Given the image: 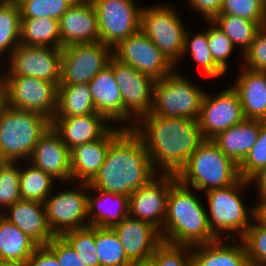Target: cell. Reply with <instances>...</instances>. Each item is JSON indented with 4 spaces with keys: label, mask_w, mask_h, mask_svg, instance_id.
Segmentation results:
<instances>
[{
    "label": "cell",
    "mask_w": 266,
    "mask_h": 266,
    "mask_svg": "<svg viewBox=\"0 0 266 266\" xmlns=\"http://www.w3.org/2000/svg\"><path fill=\"white\" fill-rule=\"evenodd\" d=\"M125 128H131L140 137L152 160L154 170L159 166L162 174L175 176L205 140L198 120L185 117L144 115L135 125L127 124Z\"/></svg>",
    "instance_id": "6da1fadb"
},
{
    "label": "cell",
    "mask_w": 266,
    "mask_h": 266,
    "mask_svg": "<svg viewBox=\"0 0 266 266\" xmlns=\"http://www.w3.org/2000/svg\"><path fill=\"white\" fill-rule=\"evenodd\" d=\"M155 173L142 140L131 128H125L110 143L104 163L94 178L88 184L80 183V188L99 189L129 197L157 177Z\"/></svg>",
    "instance_id": "7a4b0ae2"
},
{
    "label": "cell",
    "mask_w": 266,
    "mask_h": 266,
    "mask_svg": "<svg viewBox=\"0 0 266 266\" xmlns=\"http://www.w3.org/2000/svg\"><path fill=\"white\" fill-rule=\"evenodd\" d=\"M161 240L175 245L194 246L218 239L211 231L207 210L178 180L170 187Z\"/></svg>",
    "instance_id": "3957f363"
},
{
    "label": "cell",
    "mask_w": 266,
    "mask_h": 266,
    "mask_svg": "<svg viewBox=\"0 0 266 266\" xmlns=\"http://www.w3.org/2000/svg\"><path fill=\"white\" fill-rule=\"evenodd\" d=\"M51 126L44 115L3 104L0 109V161L30 158L39 138Z\"/></svg>",
    "instance_id": "277c9868"
},
{
    "label": "cell",
    "mask_w": 266,
    "mask_h": 266,
    "mask_svg": "<svg viewBox=\"0 0 266 266\" xmlns=\"http://www.w3.org/2000/svg\"><path fill=\"white\" fill-rule=\"evenodd\" d=\"M176 177L184 186L206 192L230 186L240 178L238 165L212 139L199 145Z\"/></svg>",
    "instance_id": "5b68a950"
},
{
    "label": "cell",
    "mask_w": 266,
    "mask_h": 266,
    "mask_svg": "<svg viewBox=\"0 0 266 266\" xmlns=\"http://www.w3.org/2000/svg\"><path fill=\"white\" fill-rule=\"evenodd\" d=\"M204 93L205 91L198 89L183 75L173 71L155 80L152 107L147 115L198 120Z\"/></svg>",
    "instance_id": "8992f818"
},
{
    "label": "cell",
    "mask_w": 266,
    "mask_h": 266,
    "mask_svg": "<svg viewBox=\"0 0 266 266\" xmlns=\"http://www.w3.org/2000/svg\"><path fill=\"white\" fill-rule=\"evenodd\" d=\"M249 184L248 180L240 177L230 186L211 189L205 193L210 212V214L207 213L208 223L217 238H221L222 232L229 231L231 234L239 233L241 239L251 226L248 218H255V208L249 211L239 194V191Z\"/></svg>",
    "instance_id": "52a82bcc"
},
{
    "label": "cell",
    "mask_w": 266,
    "mask_h": 266,
    "mask_svg": "<svg viewBox=\"0 0 266 266\" xmlns=\"http://www.w3.org/2000/svg\"><path fill=\"white\" fill-rule=\"evenodd\" d=\"M176 10L165 6L143 7L140 30L175 66L183 57L186 30Z\"/></svg>",
    "instance_id": "ba28073f"
},
{
    "label": "cell",
    "mask_w": 266,
    "mask_h": 266,
    "mask_svg": "<svg viewBox=\"0 0 266 266\" xmlns=\"http://www.w3.org/2000/svg\"><path fill=\"white\" fill-rule=\"evenodd\" d=\"M5 104L19 110L35 111L52 120L57 112L58 87L28 76H4Z\"/></svg>",
    "instance_id": "9c48e42d"
},
{
    "label": "cell",
    "mask_w": 266,
    "mask_h": 266,
    "mask_svg": "<svg viewBox=\"0 0 266 266\" xmlns=\"http://www.w3.org/2000/svg\"><path fill=\"white\" fill-rule=\"evenodd\" d=\"M100 41L74 44L61 48V78L59 85L89 83L109 65L113 52Z\"/></svg>",
    "instance_id": "30bf717a"
},
{
    "label": "cell",
    "mask_w": 266,
    "mask_h": 266,
    "mask_svg": "<svg viewBox=\"0 0 266 266\" xmlns=\"http://www.w3.org/2000/svg\"><path fill=\"white\" fill-rule=\"evenodd\" d=\"M97 12L99 41L114 48L140 29L141 12L134 0H90Z\"/></svg>",
    "instance_id": "8fae6325"
},
{
    "label": "cell",
    "mask_w": 266,
    "mask_h": 266,
    "mask_svg": "<svg viewBox=\"0 0 266 266\" xmlns=\"http://www.w3.org/2000/svg\"><path fill=\"white\" fill-rule=\"evenodd\" d=\"M112 51L117 60L131 65L154 80L161 79L175 71L172 70L175 66L140 29L120 41Z\"/></svg>",
    "instance_id": "7c38bea8"
},
{
    "label": "cell",
    "mask_w": 266,
    "mask_h": 266,
    "mask_svg": "<svg viewBox=\"0 0 266 266\" xmlns=\"http://www.w3.org/2000/svg\"><path fill=\"white\" fill-rule=\"evenodd\" d=\"M61 48L20 43L10 54L7 76H28L54 83L61 78Z\"/></svg>",
    "instance_id": "4fadbf2b"
},
{
    "label": "cell",
    "mask_w": 266,
    "mask_h": 266,
    "mask_svg": "<svg viewBox=\"0 0 266 266\" xmlns=\"http://www.w3.org/2000/svg\"><path fill=\"white\" fill-rule=\"evenodd\" d=\"M113 73L123 100V122L136 121L151 111L155 80L113 56Z\"/></svg>",
    "instance_id": "5bb4252c"
},
{
    "label": "cell",
    "mask_w": 266,
    "mask_h": 266,
    "mask_svg": "<svg viewBox=\"0 0 266 266\" xmlns=\"http://www.w3.org/2000/svg\"><path fill=\"white\" fill-rule=\"evenodd\" d=\"M158 178L154 177L149 183L130 194L128 216L151 224L161 233L166 217L168 193L170 187L177 181V177L160 174Z\"/></svg>",
    "instance_id": "9a60e30c"
},
{
    "label": "cell",
    "mask_w": 266,
    "mask_h": 266,
    "mask_svg": "<svg viewBox=\"0 0 266 266\" xmlns=\"http://www.w3.org/2000/svg\"><path fill=\"white\" fill-rule=\"evenodd\" d=\"M245 119L237 91L230 87L213 97L204 93L199 127L204 139H212L222 132Z\"/></svg>",
    "instance_id": "2e32d148"
},
{
    "label": "cell",
    "mask_w": 266,
    "mask_h": 266,
    "mask_svg": "<svg viewBox=\"0 0 266 266\" xmlns=\"http://www.w3.org/2000/svg\"><path fill=\"white\" fill-rule=\"evenodd\" d=\"M87 195L84 190L75 189L65 190L46 198L44 201L46 219L55 236L89 226Z\"/></svg>",
    "instance_id": "e0dca14e"
},
{
    "label": "cell",
    "mask_w": 266,
    "mask_h": 266,
    "mask_svg": "<svg viewBox=\"0 0 266 266\" xmlns=\"http://www.w3.org/2000/svg\"><path fill=\"white\" fill-rule=\"evenodd\" d=\"M61 48L99 41L97 12L90 0H75L59 19Z\"/></svg>",
    "instance_id": "ac0fdd59"
},
{
    "label": "cell",
    "mask_w": 266,
    "mask_h": 266,
    "mask_svg": "<svg viewBox=\"0 0 266 266\" xmlns=\"http://www.w3.org/2000/svg\"><path fill=\"white\" fill-rule=\"evenodd\" d=\"M29 159L61 183L71 179L70 150L52 126L39 138Z\"/></svg>",
    "instance_id": "d6986e66"
},
{
    "label": "cell",
    "mask_w": 266,
    "mask_h": 266,
    "mask_svg": "<svg viewBox=\"0 0 266 266\" xmlns=\"http://www.w3.org/2000/svg\"><path fill=\"white\" fill-rule=\"evenodd\" d=\"M112 228L130 261L152 256L162 242L160 232L154 226L129 216Z\"/></svg>",
    "instance_id": "ffe728a7"
},
{
    "label": "cell",
    "mask_w": 266,
    "mask_h": 266,
    "mask_svg": "<svg viewBox=\"0 0 266 266\" xmlns=\"http://www.w3.org/2000/svg\"><path fill=\"white\" fill-rule=\"evenodd\" d=\"M125 127L110 128L101 138L93 142L77 145L70 150L71 179L89 183L105 160L110 143Z\"/></svg>",
    "instance_id": "44dd1931"
},
{
    "label": "cell",
    "mask_w": 266,
    "mask_h": 266,
    "mask_svg": "<svg viewBox=\"0 0 266 266\" xmlns=\"http://www.w3.org/2000/svg\"><path fill=\"white\" fill-rule=\"evenodd\" d=\"M104 122V123H103ZM109 121L99 113L81 116L53 117L51 126L60 135L69 150L77 145L101 138L110 128Z\"/></svg>",
    "instance_id": "7402d4cb"
},
{
    "label": "cell",
    "mask_w": 266,
    "mask_h": 266,
    "mask_svg": "<svg viewBox=\"0 0 266 266\" xmlns=\"http://www.w3.org/2000/svg\"><path fill=\"white\" fill-rule=\"evenodd\" d=\"M7 208L10 214L1 213L2 216L38 246H46L55 237L47 223L44 203L20 200Z\"/></svg>",
    "instance_id": "603a6c76"
},
{
    "label": "cell",
    "mask_w": 266,
    "mask_h": 266,
    "mask_svg": "<svg viewBox=\"0 0 266 266\" xmlns=\"http://www.w3.org/2000/svg\"><path fill=\"white\" fill-rule=\"evenodd\" d=\"M96 113L108 121H123V100L113 73V56L109 65L88 83Z\"/></svg>",
    "instance_id": "cb8c5ba5"
},
{
    "label": "cell",
    "mask_w": 266,
    "mask_h": 266,
    "mask_svg": "<svg viewBox=\"0 0 266 266\" xmlns=\"http://www.w3.org/2000/svg\"><path fill=\"white\" fill-rule=\"evenodd\" d=\"M244 70L232 86L238 93L245 119L266 122V71Z\"/></svg>",
    "instance_id": "d4e9b609"
},
{
    "label": "cell",
    "mask_w": 266,
    "mask_h": 266,
    "mask_svg": "<svg viewBox=\"0 0 266 266\" xmlns=\"http://www.w3.org/2000/svg\"><path fill=\"white\" fill-rule=\"evenodd\" d=\"M261 120L244 119L242 122L219 132L213 142L238 166L257 141Z\"/></svg>",
    "instance_id": "484cf974"
},
{
    "label": "cell",
    "mask_w": 266,
    "mask_h": 266,
    "mask_svg": "<svg viewBox=\"0 0 266 266\" xmlns=\"http://www.w3.org/2000/svg\"><path fill=\"white\" fill-rule=\"evenodd\" d=\"M240 241L238 245H226L218 238L209 243L191 246V250H194L191 251L193 266H248L247 250L242 239Z\"/></svg>",
    "instance_id": "4316f807"
},
{
    "label": "cell",
    "mask_w": 266,
    "mask_h": 266,
    "mask_svg": "<svg viewBox=\"0 0 266 266\" xmlns=\"http://www.w3.org/2000/svg\"><path fill=\"white\" fill-rule=\"evenodd\" d=\"M91 190L95 191L96 194L97 192L99 193L96 197L87 195L89 226L112 228L129 215V201L127 196L108 193L99 189H90V191ZM110 200L116 202V208L104 207V205H106L104 201L111 202Z\"/></svg>",
    "instance_id": "83f0119b"
},
{
    "label": "cell",
    "mask_w": 266,
    "mask_h": 266,
    "mask_svg": "<svg viewBox=\"0 0 266 266\" xmlns=\"http://www.w3.org/2000/svg\"><path fill=\"white\" fill-rule=\"evenodd\" d=\"M38 245L0 213V262H26Z\"/></svg>",
    "instance_id": "f1b7e54d"
},
{
    "label": "cell",
    "mask_w": 266,
    "mask_h": 266,
    "mask_svg": "<svg viewBox=\"0 0 266 266\" xmlns=\"http://www.w3.org/2000/svg\"><path fill=\"white\" fill-rule=\"evenodd\" d=\"M20 43L61 48L59 21L50 17L21 18Z\"/></svg>",
    "instance_id": "f546056e"
},
{
    "label": "cell",
    "mask_w": 266,
    "mask_h": 266,
    "mask_svg": "<svg viewBox=\"0 0 266 266\" xmlns=\"http://www.w3.org/2000/svg\"><path fill=\"white\" fill-rule=\"evenodd\" d=\"M92 113H96V110L88 83L58 86L57 112L54 117Z\"/></svg>",
    "instance_id": "4dcf8cb0"
},
{
    "label": "cell",
    "mask_w": 266,
    "mask_h": 266,
    "mask_svg": "<svg viewBox=\"0 0 266 266\" xmlns=\"http://www.w3.org/2000/svg\"><path fill=\"white\" fill-rule=\"evenodd\" d=\"M95 245L100 266H129L119 237L110 227L95 226Z\"/></svg>",
    "instance_id": "1f68e13d"
},
{
    "label": "cell",
    "mask_w": 266,
    "mask_h": 266,
    "mask_svg": "<svg viewBox=\"0 0 266 266\" xmlns=\"http://www.w3.org/2000/svg\"><path fill=\"white\" fill-rule=\"evenodd\" d=\"M230 39L233 44L242 46L244 54L253 42L260 25L245 18L229 15L218 14L212 20Z\"/></svg>",
    "instance_id": "d6a6232c"
},
{
    "label": "cell",
    "mask_w": 266,
    "mask_h": 266,
    "mask_svg": "<svg viewBox=\"0 0 266 266\" xmlns=\"http://www.w3.org/2000/svg\"><path fill=\"white\" fill-rule=\"evenodd\" d=\"M53 177L34 165L25 170L20 168L19 183L22 200L44 203L53 193Z\"/></svg>",
    "instance_id": "836d02e7"
},
{
    "label": "cell",
    "mask_w": 266,
    "mask_h": 266,
    "mask_svg": "<svg viewBox=\"0 0 266 266\" xmlns=\"http://www.w3.org/2000/svg\"><path fill=\"white\" fill-rule=\"evenodd\" d=\"M21 15L19 5L7 2L0 5V56L10 48V54L20 44Z\"/></svg>",
    "instance_id": "e575fe53"
},
{
    "label": "cell",
    "mask_w": 266,
    "mask_h": 266,
    "mask_svg": "<svg viewBox=\"0 0 266 266\" xmlns=\"http://www.w3.org/2000/svg\"><path fill=\"white\" fill-rule=\"evenodd\" d=\"M191 36L190 31H186L183 55L190 52V56L202 66L209 78L222 76L225 72L215 63L208 48L207 30Z\"/></svg>",
    "instance_id": "d590c367"
},
{
    "label": "cell",
    "mask_w": 266,
    "mask_h": 266,
    "mask_svg": "<svg viewBox=\"0 0 266 266\" xmlns=\"http://www.w3.org/2000/svg\"><path fill=\"white\" fill-rule=\"evenodd\" d=\"M61 236L77 252L86 266H100L95 245V226L69 230Z\"/></svg>",
    "instance_id": "8d00e7d4"
},
{
    "label": "cell",
    "mask_w": 266,
    "mask_h": 266,
    "mask_svg": "<svg viewBox=\"0 0 266 266\" xmlns=\"http://www.w3.org/2000/svg\"><path fill=\"white\" fill-rule=\"evenodd\" d=\"M75 0H21L18 5L21 18L50 17L58 20Z\"/></svg>",
    "instance_id": "74e56055"
},
{
    "label": "cell",
    "mask_w": 266,
    "mask_h": 266,
    "mask_svg": "<svg viewBox=\"0 0 266 266\" xmlns=\"http://www.w3.org/2000/svg\"><path fill=\"white\" fill-rule=\"evenodd\" d=\"M17 162L0 161V210L22 200ZM1 213V212H0Z\"/></svg>",
    "instance_id": "f35d334b"
},
{
    "label": "cell",
    "mask_w": 266,
    "mask_h": 266,
    "mask_svg": "<svg viewBox=\"0 0 266 266\" xmlns=\"http://www.w3.org/2000/svg\"><path fill=\"white\" fill-rule=\"evenodd\" d=\"M241 238L247 250L248 263L252 266H266V226L256 218Z\"/></svg>",
    "instance_id": "ab89813d"
},
{
    "label": "cell",
    "mask_w": 266,
    "mask_h": 266,
    "mask_svg": "<svg viewBox=\"0 0 266 266\" xmlns=\"http://www.w3.org/2000/svg\"><path fill=\"white\" fill-rule=\"evenodd\" d=\"M266 167V122L260 126L256 143L238 166L239 176L250 180L256 173Z\"/></svg>",
    "instance_id": "60d3db41"
},
{
    "label": "cell",
    "mask_w": 266,
    "mask_h": 266,
    "mask_svg": "<svg viewBox=\"0 0 266 266\" xmlns=\"http://www.w3.org/2000/svg\"><path fill=\"white\" fill-rule=\"evenodd\" d=\"M219 14H229L257 22L260 26L266 24V10L262 0H222Z\"/></svg>",
    "instance_id": "b9f144b4"
},
{
    "label": "cell",
    "mask_w": 266,
    "mask_h": 266,
    "mask_svg": "<svg viewBox=\"0 0 266 266\" xmlns=\"http://www.w3.org/2000/svg\"><path fill=\"white\" fill-rule=\"evenodd\" d=\"M213 25L207 29L208 48L211 52L215 63L224 71L227 70V58L230 56L234 44L224 34V32L212 21L208 20Z\"/></svg>",
    "instance_id": "7bdbcfd3"
},
{
    "label": "cell",
    "mask_w": 266,
    "mask_h": 266,
    "mask_svg": "<svg viewBox=\"0 0 266 266\" xmlns=\"http://www.w3.org/2000/svg\"><path fill=\"white\" fill-rule=\"evenodd\" d=\"M153 256L156 259V266H193L191 246L188 245H175L162 241L156 247Z\"/></svg>",
    "instance_id": "ee69618b"
},
{
    "label": "cell",
    "mask_w": 266,
    "mask_h": 266,
    "mask_svg": "<svg viewBox=\"0 0 266 266\" xmlns=\"http://www.w3.org/2000/svg\"><path fill=\"white\" fill-rule=\"evenodd\" d=\"M246 67L255 71H266V24L258 29L250 48L243 54Z\"/></svg>",
    "instance_id": "f6af8a7d"
},
{
    "label": "cell",
    "mask_w": 266,
    "mask_h": 266,
    "mask_svg": "<svg viewBox=\"0 0 266 266\" xmlns=\"http://www.w3.org/2000/svg\"><path fill=\"white\" fill-rule=\"evenodd\" d=\"M46 247L56 256L60 266H86L62 236H55Z\"/></svg>",
    "instance_id": "bcb514c9"
},
{
    "label": "cell",
    "mask_w": 266,
    "mask_h": 266,
    "mask_svg": "<svg viewBox=\"0 0 266 266\" xmlns=\"http://www.w3.org/2000/svg\"><path fill=\"white\" fill-rule=\"evenodd\" d=\"M189 5L208 21L213 20L219 14L222 0H189Z\"/></svg>",
    "instance_id": "7dc6e473"
},
{
    "label": "cell",
    "mask_w": 266,
    "mask_h": 266,
    "mask_svg": "<svg viewBox=\"0 0 266 266\" xmlns=\"http://www.w3.org/2000/svg\"><path fill=\"white\" fill-rule=\"evenodd\" d=\"M27 266H60L56 256L46 247L38 246L26 261Z\"/></svg>",
    "instance_id": "c3c4849f"
},
{
    "label": "cell",
    "mask_w": 266,
    "mask_h": 266,
    "mask_svg": "<svg viewBox=\"0 0 266 266\" xmlns=\"http://www.w3.org/2000/svg\"><path fill=\"white\" fill-rule=\"evenodd\" d=\"M253 181H256L258 188L259 199L266 197V167L256 173L249 182L252 184Z\"/></svg>",
    "instance_id": "681fc988"
},
{
    "label": "cell",
    "mask_w": 266,
    "mask_h": 266,
    "mask_svg": "<svg viewBox=\"0 0 266 266\" xmlns=\"http://www.w3.org/2000/svg\"><path fill=\"white\" fill-rule=\"evenodd\" d=\"M255 218L264 226H266V197L259 200V204L255 207Z\"/></svg>",
    "instance_id": "f907efd6"
},
{
    "label": "cell",
    "mask_w": 266,
    "mask_h": 266,
    "mask_svg": "<svg viewBox=\"0 0 266 266\" xmlns=\"http://www.w3.org/2000/svg\"><path fill=\"white\" fill-rule=\"evenodd\" d=\"M129 266H156V259L152 255L148 258L131 261Z\"/></svg>",
    "instance_id": "816d5d0a"
},
{
    "label": "cell",
    "mask_w": 266,
    "mask_h": 266,
    "mask_svg": "<svg viewBox=\"0 0 266 266\" xmlns=\"http://www.w3.org/2000/svg\"><path fill=\"white\" fill-rule=\"evenodd\" d=\"M0 266H27L26 262H0Z\"/></svg>",
    "instance_id": "f5cc1de1"
},
{
    "label": "cell",
    "mask_w": 266,
    "mask_h": 266,
    "mask_svg": "<svg viewBox=\"0 0 266 266\" xmlns=\"http://www.w3.org/2000/svg\"><path fill=\"white\" fill-rule=\"evenodd\" d=\"M4 103H5L4 87H0V109L2 108Z\"/></svg>",
    "instance_id": "db71d44e"
},
{
    "label": "cell",
    "mask_w": 266,
    "mask_h": 266,
    "mask_svg": "<svg viewBox=\"0 0 266 266\" xmlns=\"http://www.w3.org/2000/svg\"><path fill=\"white\" fill-rule=\"evenodd\" d=\"M0 87H4V84H3V73L2 74L0 73Z\"/></svg>",
    "instance_id": "11a10c76"
},
{
    "label": "cell",
    "mask_w": 266,
    "mask_h": 266,
    "mask_svg": "<svg viewBox=\"0 0 266 266\" xmlns=\"http://www.w3.org/2000/svg\"><path fill=\"white\" fill-rule=\"evenodd\" d=\"M7 2H9V0H0V5L5 4Z\"/></svg>",
    "instance_id": "9f6ffc18"
},
{
    "label": "cell",
    "mask_w": 266,
    "mask_h": 266,
    "mask_svg": "<svg viewBox=\"0 0 266 266\" xmlns=\"http://www.w3.org/2000/svg\"><path fill=\"white\" fill-rule=\"evenodd\" d=\"M262 4H263L264 9L266 10V0H262Z\"/></svg>",
    "instance_id": "6f0895ef"
},
{
    "label": "cell",
    "mask_w": 266,
    "mask_h": 266,
    "mask_svg": "<svg viewBox=\"0 0 266 266\" xmlns=\"http://www.w3.org/2000/svg\"><path fill=\"white\" fill-rule=\"evenodd\" d=\"M21 0H9V2L19 3Z\"/></svg>",
    "instance_id": "680465c9"
}]
</instances>
